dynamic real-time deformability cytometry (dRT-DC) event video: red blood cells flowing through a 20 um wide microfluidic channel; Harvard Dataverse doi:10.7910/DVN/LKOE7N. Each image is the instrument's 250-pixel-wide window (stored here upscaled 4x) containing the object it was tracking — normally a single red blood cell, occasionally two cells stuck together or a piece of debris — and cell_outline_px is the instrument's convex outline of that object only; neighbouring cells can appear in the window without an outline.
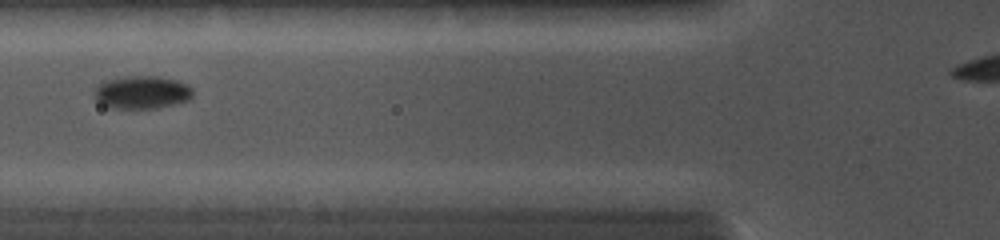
{"species": "common noctule bat (a hibernating species)", "species_latin": "Nyctalus noctula", "temperature_condition": "cold", "stored_images_in_passage": 16, "camera_frame_rate_fps": 5000, "um_per_image_px": 0.085, "animal": {"sex": "female", "body_mass_g": 19.0, "forearm_length_mm": 56.7}, "frame": {"image": 1, "passage_image": 3, "time_ms": 1.2, "image_size_px": [1000, 240], "cell_outline_px": [[192, 96], [188, 100], [156, 108], [108, 108], [100, 104], [96, 100], [96, 88], [100, 84], [108, 80], [124, 76], [156, 76], [176, 80], [188, 84], [192, 88]], "centroid_in_image_um": [12.07, 7.85], "position_along_channel_um": 113.7, "area_um2": 18.73}}
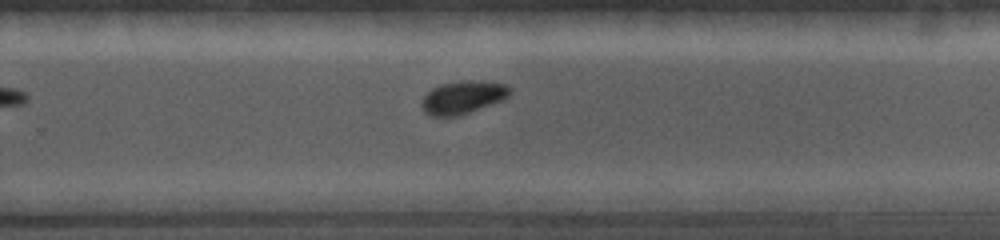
{"frame": {"image": 2, "passage_image": 11, "time_ms": 5.2, "image_size_px": [1000, 240], "cell_outline_px": [[512, 92], [508, 96], [500, 100], [468, 112], [456, 116], [432, 116], [424, 112], [420, 104], [420, 100], [432, 88], [440, 84], [460, 80], [472, 80], [508, 84], [512, 88]], "centroid_in_image_um": [39.31, 8.25], "position_along_channel_um": 290.5, "area_um2": 16.88}}
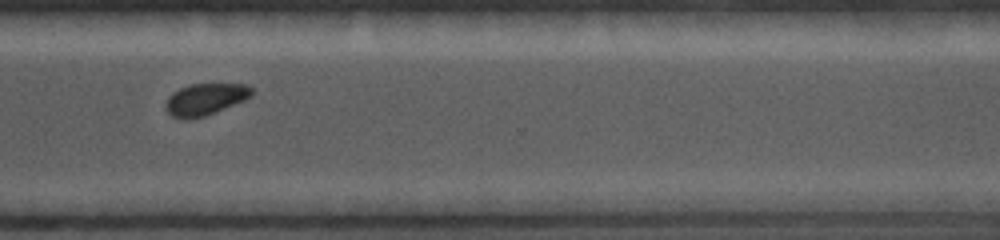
{"frame": {"image": 3, "passage_image": 14, "time_ms": 6.6, "image_size_px": [1000, 240], "cell_outline_px": [[256, 92], [252, 96], [244, 100], [204, 116], [172, 116], [168, 112], [164, 104], [168, 96], [172, 92], [188, 84], [248, 84]], "centroid_in_image_um": [17.49, 8.38], "position_along_channel_um": 353.1, "area_um2": 15.55}}